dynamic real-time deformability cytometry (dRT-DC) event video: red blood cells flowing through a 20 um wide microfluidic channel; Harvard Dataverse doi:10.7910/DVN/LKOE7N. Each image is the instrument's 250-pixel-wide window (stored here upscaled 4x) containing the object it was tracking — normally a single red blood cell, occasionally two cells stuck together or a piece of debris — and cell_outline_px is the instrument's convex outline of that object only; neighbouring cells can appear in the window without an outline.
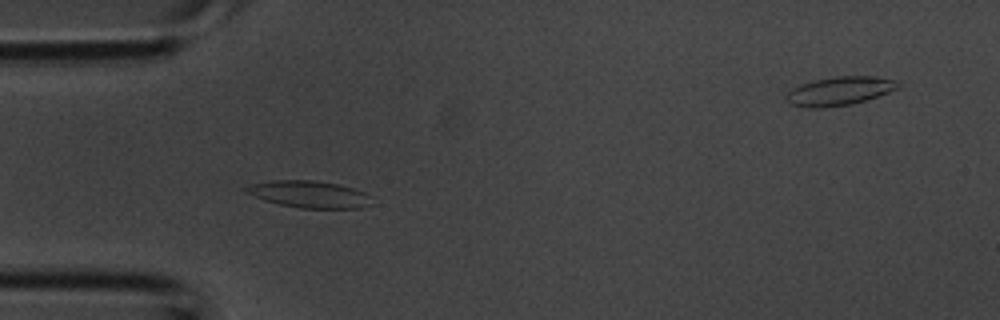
{"species": "common noctule bat (a hibernating species)", "species_latin": "Nyctalus noctula", "temperature_condition": "room temperature", "stored_images_in_passage": 27, "camera_frame_rate_fps": 3000, "um_per_image_px": 0.085, "animal": {"sex": "male", "body_mass_g": 20.1, "forearm_length_mm": 53.5}, "frame": {"image": 1, "passage_image": 1, "time_ms": 0.0, "image_size_px": [1000, 320], "cell_outline_px": [[372, 196], [368, 204], [360, 208], [300, 208], [280, 204], [264, 200], [244, 192], [240, 188], [248, 184], [272, 180], [312, 180], [340, 184], [364, 192]], "centroid_in_image_um": [26.21, 16.5], "position_along_channel_um": 58.8, "area_um2": 19.83}}
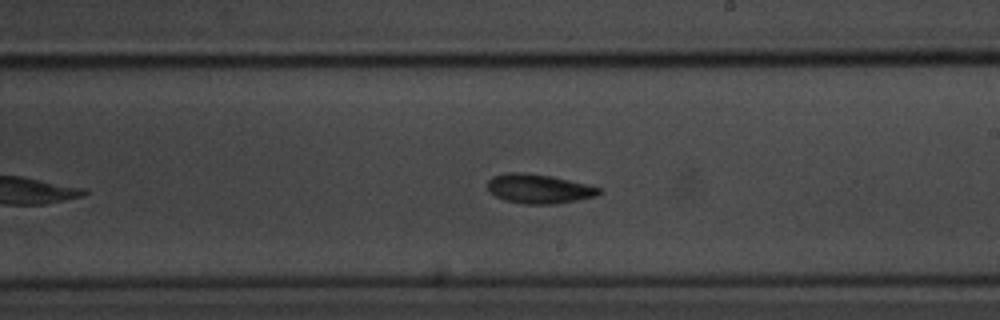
{"frame": {"image": 2, "passage_image": 12, "time_ms": 3.667, "image_size_px": [1000, 320], "cell_outline_px": [[604, 192], [596, 196], [556, 204], [524, 204], [504, 200], [488, 192], [488, 180], [492, 176], [504, 172], [524, 172], [552, 176], [588, 184], [600, 188]], "centroid_in_image_um": [45.79, 16.04], "position_along_channel_um": 243.2, "area_um2": 19.31}}
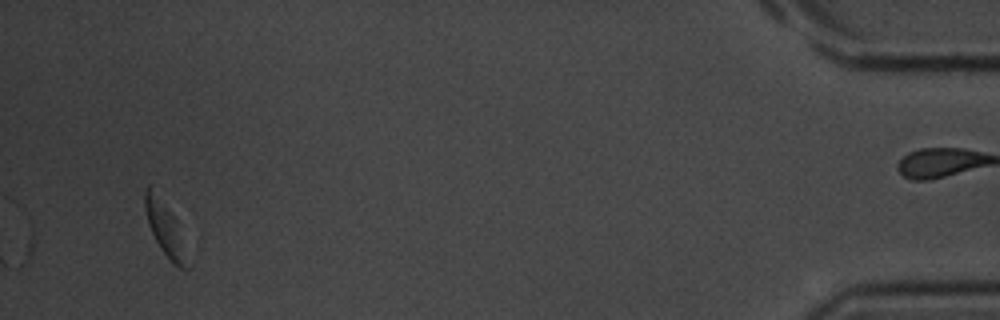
{"frame": {"image": 3, "passage_image": 27, "time_ms": 8.667, "image_size_px": [1000, 320], "cell_outline_px": [[192, 268], [180, 268], [172, 264], [168, 260], [160, 248], [148, 224], [144, 204], [144, 192], [148, 184], [152, 184], [176, 220]], "centroid_in_image_um": [14.04, 19.45], "position_along_channel_um": 421.2, "area_um2": 13.53}}